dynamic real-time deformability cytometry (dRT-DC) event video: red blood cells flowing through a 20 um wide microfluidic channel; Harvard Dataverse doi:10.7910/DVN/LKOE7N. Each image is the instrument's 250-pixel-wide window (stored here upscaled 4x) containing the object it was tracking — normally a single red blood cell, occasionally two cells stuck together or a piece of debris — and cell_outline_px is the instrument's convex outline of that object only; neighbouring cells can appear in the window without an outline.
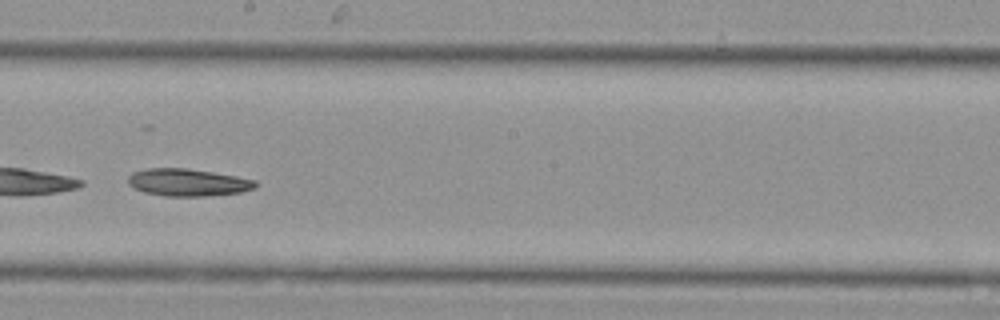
{"species": "Egyptian fruit bat (a non-hibernating species)", "species_latin": "Rousettus aegyptiacus", "temperature_condition": "cold", "stored_images_in_passage": 23, "camera_frame_rate_fps": 3000, "um_per_image_px": 0.085, "animal": {"sex": "female"}, "frame": {"image": 1, "passage_image": 18, "time_ms": 5.667, "image_size_px": [1000, 320], "cell_outline_px": [[260, 184], [256, 188], [240, 192], [204, 196], [164, 196], [144, 192], [128, 184], [128, 176], [132, 172], [148, 168], [188, 168], [236, 176], [256, 180]], "centroid_in_image_um": [15.99, 15.5], "position_along_channel_um": 232.2, "area_um2": 20.35}}